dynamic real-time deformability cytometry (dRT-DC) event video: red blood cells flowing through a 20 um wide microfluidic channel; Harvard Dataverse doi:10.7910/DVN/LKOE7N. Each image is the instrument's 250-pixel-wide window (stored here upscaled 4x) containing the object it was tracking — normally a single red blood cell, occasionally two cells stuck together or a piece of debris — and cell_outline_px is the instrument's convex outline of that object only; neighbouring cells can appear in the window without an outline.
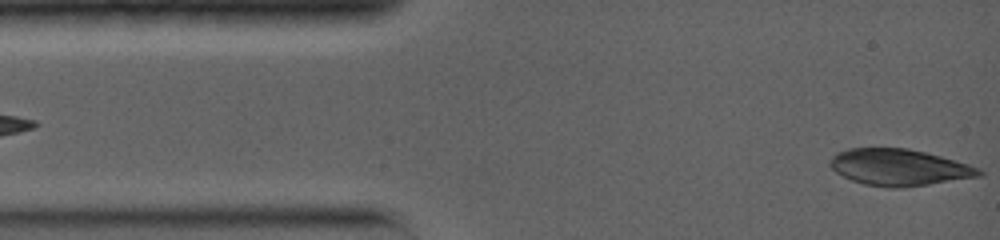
{"species": "common noctule bat (a hibernating species)", "species_latin": "Nyctalus noctula", "temperature_condition": "warm", "stored_images_in_passage": 4, "camera_frame_rate_fps": 5000, "um_per_image_px": 0.085, "animal": {"sex": "female", "body_mass_g": 19.0, "forearm_length_mm": 56.7}, "frame": {"image": 1, "passage_image": 1, "time_ms": 0.0, "image_size_px": [1000, 240], "cell_outline_px": [[984, 172], [980, 176], [928, 184], [900, 188], [888, 188], [864, 184], [852, 180], [836, 172], [828, 164], [828, 160], [836, 152], [848, 148], [908, 148], [940, 156], [968, 164], [980, 168]], "centroid_in_image_um": [76.38, 14.22], "position_along_channel_um": 8.6, "area_um2": 31.67}}